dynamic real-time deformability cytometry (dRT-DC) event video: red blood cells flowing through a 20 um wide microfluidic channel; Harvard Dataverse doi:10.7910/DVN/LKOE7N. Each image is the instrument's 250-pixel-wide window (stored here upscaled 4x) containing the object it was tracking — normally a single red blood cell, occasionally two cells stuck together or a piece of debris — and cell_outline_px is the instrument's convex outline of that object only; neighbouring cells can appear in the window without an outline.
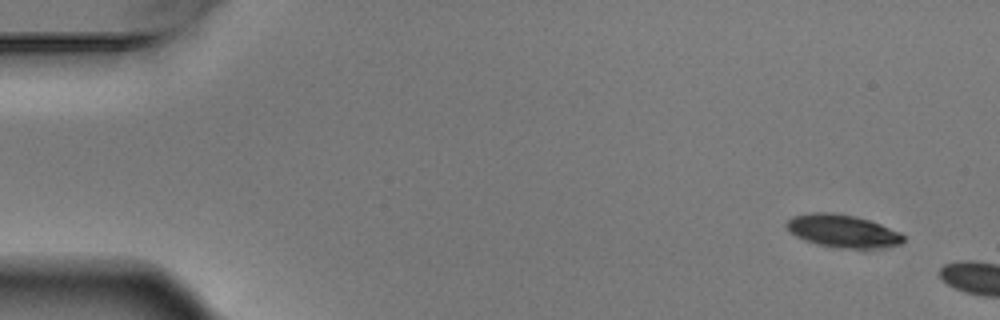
{"species": "Egyptian fruit bat (a non-hibernating species)", "species_latin": "Rousettus aegyptiacus", "temperature_condition": "warm", "stored_images_in_passage": 2, "camera_frame_rate_fps": 3000, "um_per_image_px": 0.085, "animal": {"sex": "male"}, "frame": {"image": 1, "passage_image": 1, "time_ms": 0.0, "image_size_px": [1000, 320], "cell_outline_px": [[904, 244], [880, 248], [840, 248], [816, 244], [804, 240], [796, 236], [784, 224], [792, 216], [812, 212], [832, 212], [856, 216], [880, 224], [900, 232], [904, 236]], "centroid_in_image_um": [71.64, 19.64], "position_along_channel_um": 13.4, "area_um2": 22.43}}